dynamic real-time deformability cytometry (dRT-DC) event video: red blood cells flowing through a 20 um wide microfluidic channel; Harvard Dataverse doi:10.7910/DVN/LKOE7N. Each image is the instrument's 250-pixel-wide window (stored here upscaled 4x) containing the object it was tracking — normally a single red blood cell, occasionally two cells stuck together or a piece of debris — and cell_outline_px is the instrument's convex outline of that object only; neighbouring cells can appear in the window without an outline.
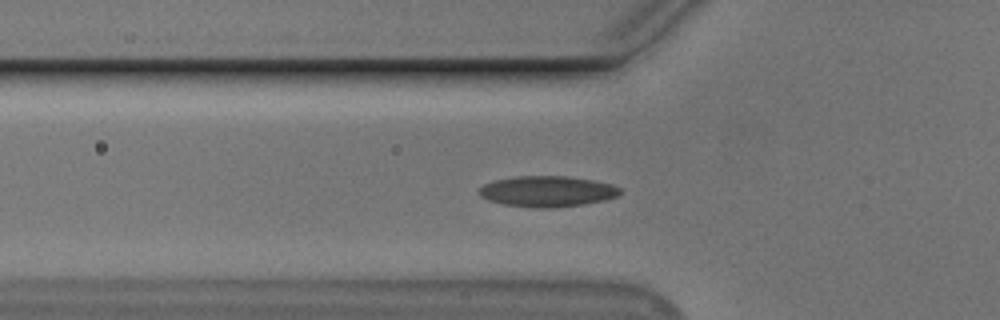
{"species": "Egyptian fruit bat (a non-hibernating species)", "species_latin": "Rousettus aegyptiacus", "temperature_condition": "cold", "stored_images_in_passage": 55, "camera_frame_rate_fps": 3000, "um_per_image_px": 0.085, "animal": {"sex": "male"}, "frame": {"image": 1, "passage_image": 18, "time_ms": 5.667, "image_size_px": [1000, 320], "cell_outline_px": [[620, 192], [616, 196], [604, 200], [584, 204], [556, 208], [536, 208], [504, 204], [488, 200], [480, 196], [476, 192], [484, 184], [496, 180], [516, 176], [568, 176], [592, 180], [612, 184], [620, 188]], "centroid_in_image_um": [46.5, 16.27], "position_along_channel_um": 79.3, "area_um2": 25.32}}
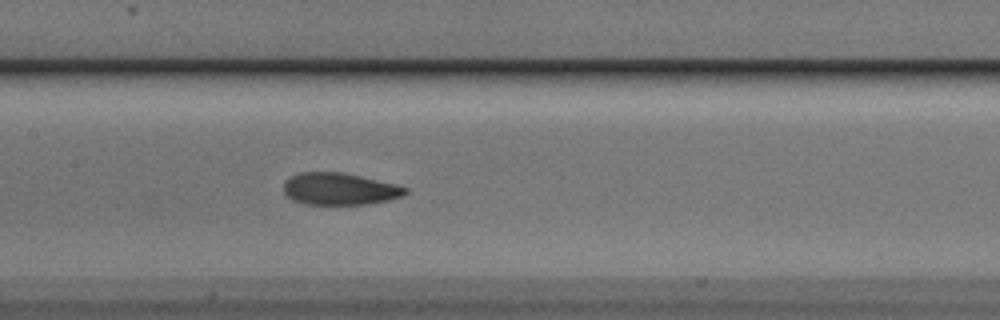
{"frame": {"image": 2, "passage_image": 26, "time_ms": 8.333, "image_size_px": [1000, 320], "cell_outline_px": [[408, 192], [404, 196], [388, 200], [368, 204], [304, 204], [292, 200], [284, 192], [284, 180], [300, 172], [344, 172], [400, 184], [408, 188]], "centroid_in_image_um": [28.92, 16.05], "position_along_channel_um": 178.5, "area_um2": 23.06}}
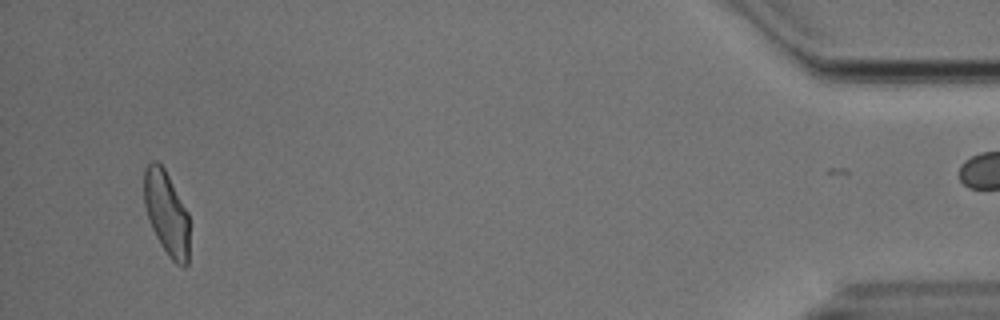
{"frame": {"image": 3, "passage_image": 52, "time_ms": 17.0, "image_size_px": [1000, 320], "cell_outline_px": [[188, 264], [184, 268], [176, 264], [168, 256], [160, 244], [152, 228], [144, 204], [144, 168], [152, 160], [156, 160], [164, 168], [188, 212]], "centroid_in_image_um": [14.15, 18.12], "position_along_channel_um": 421.1, "area_um2": 22.14}, "authors_computed_cell_mechanics": {"area_um2": 23.0622, "velocity_mm_per_s": 3.7006, "shape_relaxation_time_tau1_ms": 6.9525, "shape_relaxation_time_tau2_ms": 1.7772, "deformation_change_tau1": 0.1816, "deformation_change_tau2": 0.0778}}